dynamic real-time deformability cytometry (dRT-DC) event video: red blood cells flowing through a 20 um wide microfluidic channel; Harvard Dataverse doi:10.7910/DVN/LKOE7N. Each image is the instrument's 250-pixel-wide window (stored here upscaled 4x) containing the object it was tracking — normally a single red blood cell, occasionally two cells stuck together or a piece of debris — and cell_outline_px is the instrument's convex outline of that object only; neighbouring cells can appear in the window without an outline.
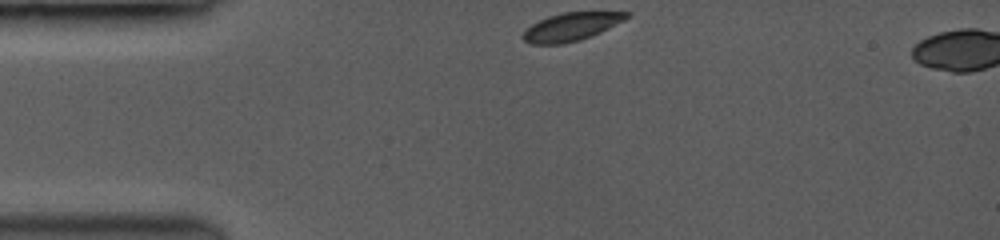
{"species": "common noctule bat (a hibernating species)", "species_latin": "Nyctalus noctula", "temperature_condition": "room temperature", "stored_images_in_passage": 4, "camera_frame_rate_fps": 3500, "um_per_image_px": 0.085, "animal": {"sex": "female", "body_mass_g": 19.0, "forearm_length_mm": 53.3}, "frame": {"image": 1, "passage_image": 1, "time_ms": 0.0, "image_size_px": [1000, 240], "cell_outline_px": [[632, 12], [624, 20], [600, 32], [576, 40], [560, 44], [532, 44], [524, 40], [524, 32], [532, 24], [548, 16], [564, 12]], "centroid_in_image_um": [48.55, 2.26], "position_along_channel_um": 36.4, "area_um2": 16.42}}